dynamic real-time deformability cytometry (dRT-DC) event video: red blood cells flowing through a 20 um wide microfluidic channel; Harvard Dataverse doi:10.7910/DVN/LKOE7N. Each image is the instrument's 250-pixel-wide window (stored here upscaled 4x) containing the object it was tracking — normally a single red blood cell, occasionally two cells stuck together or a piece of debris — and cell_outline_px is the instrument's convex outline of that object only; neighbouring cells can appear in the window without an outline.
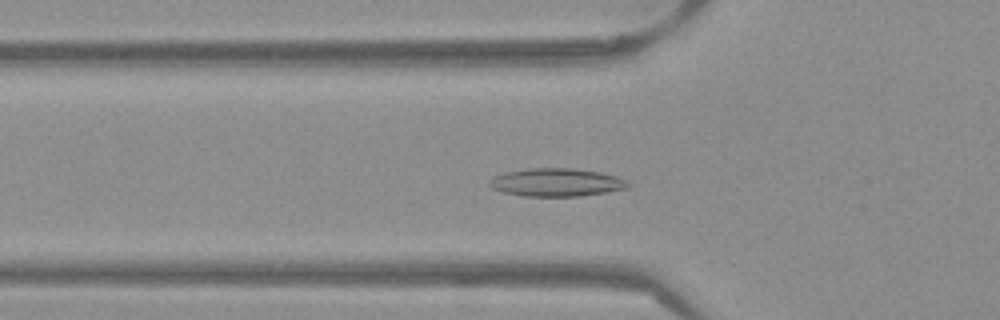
{"species": "Egyptian fruit bat (a non-hibernating species)", "species_latin": "Rousettus aegyptiacus", "temperature_condition": "warm", "stored_images_in_passage": 39, "camera_frame_rate_fps": 3000, "um_per_image_px": 0.085, "frame": {"image": 1, "passage_image": 4, "time_ms": 1.0, "image_size_px": [1000, 320], "cell_outline_px": [[632, 184], [628, 188], [580, 196], [524, 196], [504, 192], [492, 188], [488, 184], [496, 176], [504, 172], [528, 168], [572, 168], [600, 172], [616, 176], [628, 180]], "centroid_in_image_um": [47.34, 15.49], "position_along_channel_um": 78.5, "area_um2": 22.6}}
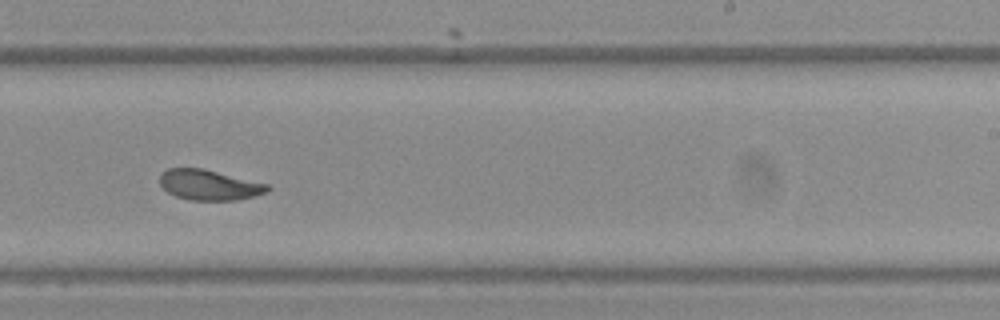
{"frame": {"image": 2, "passage_image": 19, "time_ms": 6.0, "image_size_px": [1000, 320], "cell_outline_px": [[272, 188], [268, 192], [256, 196], [236, 200], [192, 200], [176, 196], [168, 192], [160, 184], [160, 176], [168, 168], [204, 168], [268, 184]], "centroid_in_image_um": [17.83, 15.72], "position_along_channel_um": 271.2, "area_um2": 19.07}}
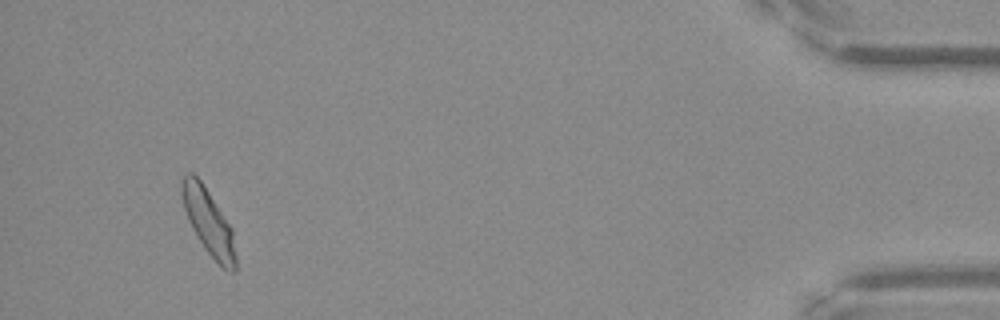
{"frame": {"image": 3, "passage_image": 36, "time_ms": 11.667, "image_size_px": [1000, 320], "cell_outline_px": [[236, 272], [228, 272], [204, 248], [196, 236], [188, 220], [184, 208], [180, 188], [180, 180], [188, 172], [192, 172], [200, 180], [232, 228], [236, 256]], "centroid_in_image_um": [17.71, 18.87], "position_along_channel_um": 417.5, "area_um2": 20.4}, "authors_computed_cell_mechanics": {"area_um2": 19.8832, "velocity_mm_per_s": 3.838, "shape_relaxation_time_tau1_ms": 4.4573, "shape_relaxation_time_tau2_ms": 1.4438, "deformation_change_tau1": 0.117, "deformation_change_tau2": 0.061}}